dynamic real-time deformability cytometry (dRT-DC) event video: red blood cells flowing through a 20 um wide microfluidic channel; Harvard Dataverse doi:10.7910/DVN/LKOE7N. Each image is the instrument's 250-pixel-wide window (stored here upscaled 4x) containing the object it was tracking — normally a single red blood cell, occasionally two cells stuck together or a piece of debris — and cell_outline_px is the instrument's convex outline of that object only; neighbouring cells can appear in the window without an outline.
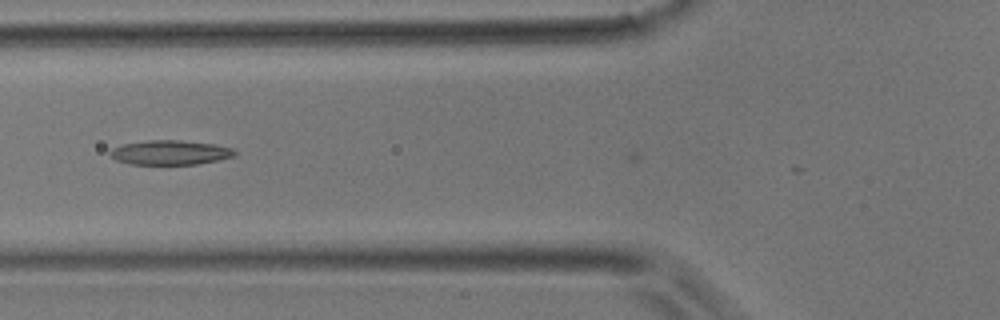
{"species": "common noctule bat (a hibernating species)", "species_latin": "Nyctalus noctula", "temperature_condition": "room temperature", "stored_images_in_passage": 6, "camera_frame_rate_fps": 3000, "um_per_image_px": 0.085, "animal": {"sex": "male", "body_mass_g": 17.9}, "frame": {"image": 1, "passage_image": 4, "time_ms": 1.0, "image_size_px": [1000, 320], "cell_outline_px": [[236, 156], [196, 164], [132, 164], [116, 160], [108, 152], [112, 148], [120, 144], [148, 140], [180, 140], [212, 144], [232, 148], [236, 152]], "centroid_in_image_um": [14.43, 12.95], "position_along_channel_um": 111.4, "area_um2": 17.69}}